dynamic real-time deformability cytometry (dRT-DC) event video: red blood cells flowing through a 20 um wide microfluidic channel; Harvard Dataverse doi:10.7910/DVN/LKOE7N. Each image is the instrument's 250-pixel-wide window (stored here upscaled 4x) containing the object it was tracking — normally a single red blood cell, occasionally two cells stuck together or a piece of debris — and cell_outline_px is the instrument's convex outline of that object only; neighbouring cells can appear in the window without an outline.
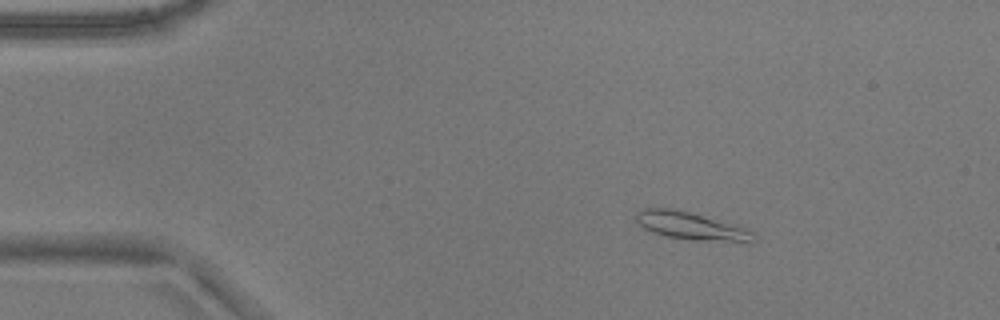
{"species": "common noctule bat (a hibernating species)", "species_latin": "Nyctalus noctula", "temperature_condition": "warm", "stored_images_in_passage": 46, "camera_frame_rate_fps": 3000, "um_per_image_px": 0.085, "animal": {"sex": "male", "body_mass_g": 17.9}, "frame": {"image": 1, "passage_image": 1, "time_ms": 0.0, "image_size_px": [1000, 320], "cell_outline_px": [[756, 240], [696, 240], [668, 236], [652, 232], [644, 228], [636, 220], [636, 212], [644, 208], [672, 208], [688, 212], [740, 228], [752, 232]], "centroid_in_image_um": [58.55, 19.18], "position_along_channel_um": 26.5, "area_um2": 17.57}}
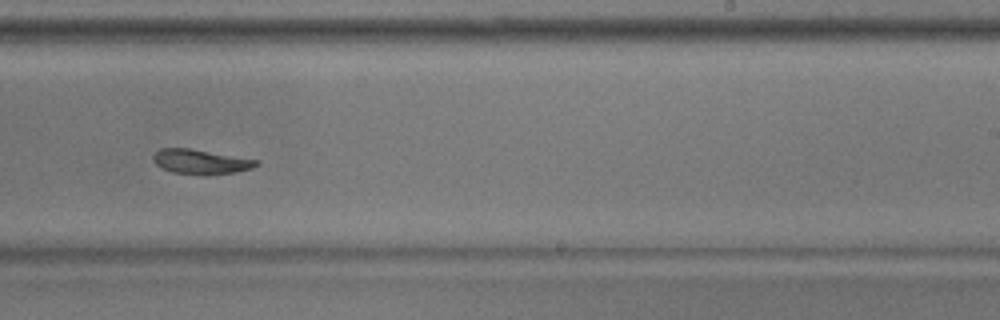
{"frame": {"image": 2, "passage_image": 26, "time_ms": 8.333, "image_size_px": [1000, 320], "cell_outline_px": [[260, 164], [252, 168], [236, 172], [208, 176], [204, 176], [172, 172], [156, 164], [152, 160], [152, 156], [160, 148], [188, 148], [260, 160]], "centroid_in_image_um": [17.09, 13.76], "position_along_channel_um": 271.9, "area_um2": 15.03}}
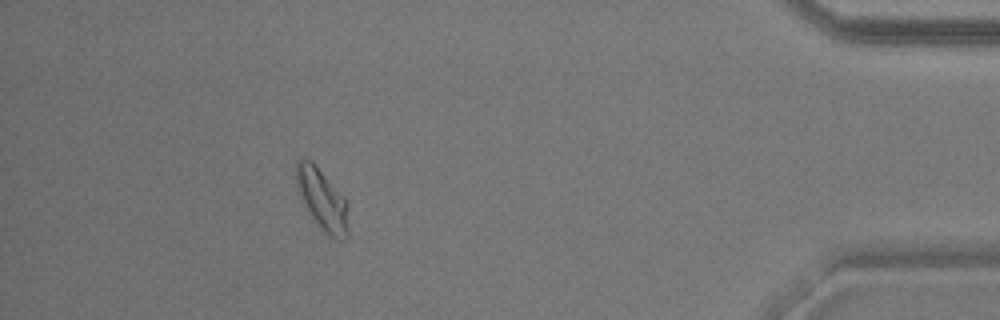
{"frame": {"image": 3, "passage_image": 41, "time_ms": 13.333, "image_size_px": [1000, 320], "cell_outline_px": [[348, 236], [340, 240], [336, 240], [328, 236], [324, 232], [308, 212], [296, 188], [296, 160], [312, 160], [316, 164], [344, 196], [348, 204]], "centroid_in_image_um": [27.41, 16.97], "position_along_channel_um": 407.8, "area_um2": 18.84}, "authors_computed_cell_mechanics": {"area_um2": 15.7794, "velocity_mm_per_s": 3.7434, "shape_relaxation_time_tau1_ms": 9.4211, "shape_relaxation_time_tau2_ms": 2.523, "deformation_change_tau1": 0.2499, "deformation_change_tau2": 0.0885}}